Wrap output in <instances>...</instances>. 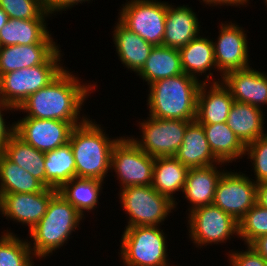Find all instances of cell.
Masks as SVG:
<instances>
[{
  "mask_svg": "<svg viewBox=\"0 0 267 266\" xmlns=\"http://www.w3.org/2000/svg\"><path fill=\"white\" fill-rule=\"evenodd\" d=\"M72 73L64 69L47 86L28 96L16 111L27 113L25 117L84 122L88 117L81 118L82 105L97 84H84Z\"/></svg>",
  "mask_w": 267,
  "mask_h": 266,
  "instance_id": "cell-1",
  "label": "cell"
},
{
  "mask_svg": "<svg viewBox=\"0 0 267 266\" xmlns=\"http://www.w3.org/2000/svg\"><path fill=\"white\" fill-rule=\"evenodd\" d=\"M201 80L185 73L150 84L147 107L151 117L195 121Z\"/></svg>",
  "mask_w": 267,
  "mask_h": 266,
  "instance_id": "cell-2",
  "label": "cell"
},
{
  "mask_svg": "<svg viewBox=\"0 0 267 266\" xmlns=\"http://www.w3.org/2000/svg\"><path fill=\"white\" fill-rule=\"evenodd\" d=\"M87 118L73 128L69 143L71 145L76 177L94 178L104 181L110 171L113 146L121 138L111 139L101 124Z\"/></svg>",
  "mask_w": 267,
  "mask_h": 266,
  "instance_id": "cell-3",
  "label": "cell"
},
{
  "mask_svg": "<svg viewBox=\"0 0 267 266\" xmlns=\"http://www.w3.org/2000/svg\"><path fill=\"white\" fill-rule=\"evenodd\" d=\"M82 218L76 208L57 192L50 199L46 213L29 232L33 244L28 242L35 258L45 259L63 244H67Z\"/></svg>",
  "mask_w": 267,
  "mask_h": 266,
  "instance_id": "cell-4",
  "label": "cell"
},
{
  "mask_svg": "<svg viewBox=\"0 0 267 266\" xmlns=\"http://www.w3.org/2000/svg\"><path fill=\"white\" fill-rule=\"evenodd\" d=\"M58 49L44 64L14 70L0 76V99L16 109L23 101L52 82L64 69Z\"/></svg>",
  "mask_w": 267,
  "mask_h": 266,
  "instance_id": "cell-5",
  "label": "cell"
},
{
  "mask_svg": "<svg viewBox=\"0 0 267 266\" xmlns=\"http://www.w3.org/2000/svg\"><path fill=\"white\" fill-rule=\"evenodd\" d=\"M124 229L119 255L125 266H170L166 234L160 226Z\"/></svg>",
  "mask_w": 267,
  "mask_h": 266,
  "instance_id": "cell-6",
  "label": "cell"
},
{
  "mask_svg": "<svg viewBox=\"0 0 267 266\" xmlns=\"http://www.w3.org/2000/svg\"><path fill=\"white\" fill-rule=\"evenodd\" d=\"M118 196L123 210L128 214L125 228L133 226H160L168 218L176 203L159 194L151 185L129 186L120 189Z\"/></svg>",
  "mask_w": 267,
  "mask_h": 266,
  "instance_id": "cell-7",
  "label": "cell"
},
{
  "mask_svg": "<svg viewBox=\"0 0 267 266\" xmlns=\"http://www.w3.org/2000/svg\"><path fill=\"white\" fill-rule=\"evenodd\" d=\"M188 213L189 238L196 247L226 243L234 234L238 237V221L214 204L196 208Z\"/></svg>",
  "mask_w": 267,
  "mask_h": 266,
  "instance_id": "cell-8",
  "label": "cell"
},
{
  "mask_svg": "<svg viewBox=\"0 0 267 266\" xmlns=\"http://www.w3.org/2000/svg\"><path fill=\"white\" fill-rule=\"evenodd\" d=\"M154 162L155 157L149 156L128 136H121L113 146L110 169L116 173L120 189L148 186L152 184Z\"/></svg>",
  "mask_w": 267,
  "mask_h": 266,
  "instance_id": "cell-9",
  "label": "cell"
},
{
  "mask_svg": "<svg viewBox=\"0 0 267 266\" xmlns=\"http://www.w3.org/2000/svg\"><path fill=\"white\" fill-rule=\"evenodd\" d=\"M118 20L142 39L162 45L165 33L167 2L158 0H130L122 4Z\"/></svg>",
  "mask_w": 267,
  "mask_h": 266,
  "instance_id": "cell-10",
  "label": "cell"
},
{
  "mask_svg": "<svg viewBox=\"0 0 267 266\" xmlns=\"http://www.w3.org/2000/svg\"><path fill=\"white\" fill-rule=\"evenodd\" d=\"M192 121L180 119H159L147 117L139 123L141 139L129 137L138 147L149 156L174 157L179 146L183 143L184 133Z\"/></svg>",
  "mask_w": 267,
  "mask_h": 266,
  "instance_id": "cell-11",
  "label": "cell"
},
{
  "mask_svg": "<svg viewBox=\"0 0 267 266\" xmlns=\"http://www.w3.org/2000/svg\"><path fill=\"white\" fill-rule=\"evenodd\" d=\"M257 201V184L242 172L226 170L218 181L213 204L238 222Z\"/></svg>",
  "mask_w": 267,
  "mask_h": 266,
  "instance_id": "cell-12",
  "label": "cell"
},
{
  "mask_svg": "<svg viewBox=\"0 0 267 266\" xmlns=\"http://www.w3.org/2000/svg\"><path fill=\"white\" fill-rule=\"evenodd\" d=\"M14 123L18 137L46 153L68 143L73 128L83 122L24 117Z\"/></svg>",
  "mask_w": 267,
  "mask_h": 266,
  "instance_id": "cell-13",
  "label": "cell"
},
{
  "mask_svg": "<svg viewBox=\"0 0 267 266\" xmlns=\"http://www.w3.org/2000/svg\"><path fill=\"white\" fill-rule=\"evenodd\" d=\"M245 32L243 27L231 21L221 22L219 36L215 42L212 40L216 71H220L221 74L220 81L226 73L250 66L248 39Z\"/></svg>",
  "mask_w": 267,
  "mask_h": 266,
  "instance_id": "cell-14",
  "label": "cell"
},
{
  "mask_svg": "<svg viewBox=\"0 0 267 266\" xmlns=\"http://www.w3.org/2000/svg\"><path fill=\"white\" fill-rule=\"evenodd\" d=\"M58 192L53 188H44L36 193H11L0 197V213L6 219L22 223L31 229L46 213L50 199Z\"/></svg>",
  "mask_w": 267,
  "mask_h": 266,
  "instance_id": "cell-15",
  "label": "cell"
},
{
  "mask_svg": "<svg viewBox=\"0 0 267 266\" xmlns=\"http://www.w3.org/2000/svg\"><path fill=\"white\" fill-rule=\"evenodd\" d=\"M222 82L235 101L260 109L267 105V74L249 66L226 73Z\"/></svg>",
  "mask_w": 267,
  "mask_h": 266,
  "instance_id": "cell-16",
  "label": "cell"
},
{
  "mask_svg": "<svg viewBox=\"0 0 267 266\" xmlns=\"http://www.w3.org/2000/svg\"><path fill=\"white\" fill-rule=\"evenodd\" d=\"M213 79L209 83L212 84L211 86H208V83H202L198 92L196 121L201 125L227 122L234 103L229 89L223 82L220 79Z\"/></svg>",
  "mask_w": 267,
  "mask_h": 266,
  "instance_id": "cell-17",
  "label": "cell"
},
{
  "mask_svg": "<svg viewBox=\"0 0 267 266\" xmlns=\"http://www.w3.org/2000/svg\"><path fill=\"white\" fill-rule=\"evenodd\" d=\"M198 15L188 6L167 3L163 46L180 49L200 34Z\"/></svg>",
  "mask_w": 267,
  "mask_h": 266,
  "instance_id": "cell-18",
  "label": "cell"
},
{
  "mask_svg": "<svg viewBox=\"0 0 267 266\" xmlns=\"http://www.w3.org/2000/svg\"><path fill=\"white\" fill-rule=\"evenodd\" d=\"M174 157L184 166L189 168L206 167L222 164L213 154L203 126L196 120L192 121L186 128L183 143L179 146Z\"/></svg>",
  "mask_w": 267,
  "mask_h": 266,
  "instance_id": "cell-19",
  "label": "cell"
},
{
  "mask_svg": "<svg viewBox=\"0 0 267 266\" xmlns=\"http://www.w3.org/2000/svg\"><path fill=\"white\" fill-rule=\"evenodd\" d=\"M216 165L190 168L184 185L183 194L192 205L188 211L213 204L215 191L222 174L226 170H218Z\"/></svg>",
  "mask_w": 267,
  "mask_h": 266,
  "instance_id": "cell-20",
  "label": "cell"
},
{
  "mask_svg": "<svg viewBox=\"0 0 267 266\" xmlns=\"http://www.w3.org/2000/svg\"><path fill=\"white\" fill-rule=\"evenodd\" d=\"M58 49L57 44L0 47V76L14 70L44 64Z\"/></svg>",
  "mask_w": 267,
  "mask_h": 266,
  "instance_id": "cell-21",
  "label": "cell"
},
{
  "mask_svg": "<svg viewBox=\"0 0 267 266\" xmlns=\"http://www.w3.org/2000/svg\"><path fill=\"white\" fill-rule=\"evenodd\" d=\"M46 19H8L0 30V46L56 44L49 33Z\"/></svg>",
  "mask_w": 267,
  "mask_h": 266,
  "instance_id": "cell-22",
  "label": "cell"
},
{
  "mask_svg": "<svg viewBox=\"0 0 267 266\" xmlns=\"http://www.w3.org/2000/svg\"><path fill=\"white\" fill-rule=\"evenodd\" d=\"M113 42L118 59L129 70L138 73L145 64L154 45L125 27L119 20L114 26Z\"/></svg>",
  "mask_w": 267,
  "mask_h": 266,
  "instance_id": "cell-23",
  "label": "cell"
},
{
  "mask_svg": "<svg viewBox=\"0 0 267 266\" xmlns=\"http://www.w3.org/2000/svg\"><path fill=\"white\" fill-rule=\"evenodd\" d=\"M178 50L183 72L197 80L200 79L198 76L205 73L204 77L206 78L202 83H208L210 78L213 77L212 68L214 67V71L217 69L212 39L199 35ZM208 70L209 74H206Z\"/></svg>",
  "mask_w": 267,
  "mask_h": 266,
  "instance_id": "cell-24",
  "label": "cell"
},
{
  "mask_svg": "<svg viewBox=\"0 0 267 266\" xmlns=\"http://www.w3.org/2000/svg\"><path fill=\"white\" fill-rule=\"evenodd\" d=\"M264 116L263 109L234 100L226 123L246 146L267 134L264 133Z\"/></svg>",
  "mask_w": 267,
  "mask_h": 266,
  "instance_id": "cell-25",
  "label": "cell"
},
{
  "mask_svg": "<svg viewBox=\"0 0 267 266\" xmlns=\"http://www.w3.org/2000/svg\"><path fill=\"white\" fill-rule=\"evenodd\" d=\"M189 169L175 157L155 158L151 186L178 205L174 194L183 192Z\"/></svg>",
  "mask_w": 267,
  "mask_h": 266,
  "instance_id": "cell-26",
  "label": "cell"
},
{
  "mask_svg": "<svg viewBox=\"0 0 267 266\" xmlns=\"http://www.w3.org/2000/svg\"><path fill=\"white\" fill-rule=\"evenodd\" d=\"M182 73L184 72L181 66L179 50L156 45L137 75L150 85L157 80L178 76Z\"/></svg>",
  "mask_w": 267,
  "mask_h": 266,
  "instance_id": "cell-27",
  "label": "cell"
},
{
  "mask_svg": "<svg viewBox=\"0 0 267 266\" xmlns=\"http://www.w3.org/2000/svg\"><path fill=\"white\" fill-rule=\"evenodd\" d=\"M202 126L213 154L221 163L228 165L238 158L247 156L245 155L246 146L228 127L226 122Z\"/></svg>",
  "mask_w": 267,
  "mask_h": 266,
  "instance_id": "cell-28",
  "label": "cell"
},
{
  "mask_svg": "<svg viewBox=\"0 0 267 266\" xmlns=\"http://www.w3.org/2000/svg\"><path fill=\"white\" fill-rule=\"evenodd\" d=\"M76 177V165L70 143L45 153V187L59 190Z\"/></svg>",
  "mask_w": 267,
  "mask_h": 266,
  "instance_id": "cell-29",
  "label": "cell"
},
{
  "mask_svg": "<svg viewBox=\"0 0 267 266\" xmlns=\"http://www.w3.org/2000/svg\"><path fill=\"white\" fill-rule=\"evenodd\" d=\"M103 181L94 178L75 177L65 183L58 193L84 217V212L97 208Z\"/></svg>",
  "mask_w": 267,
  "mask_h": 266,
  "instance_id": "cell-30",
  "label": "cell"
},
{
  "mask_svg": "<svg viewBox=\"0 0 267 266\" xmlns=\"http://www.w3.org/2000/svg\"><path fill=\"white\" fill-rule=\"evenodd\" d=\"M44 188L39 180L0 153V197L11 193H36Z\"/></svg>",
  "mask_w": 267,
  "mask_h": 266,
  "instance_id": "cell-31",
  "label": "cell"
},
{
  "mask_svg": "<svg viewBox=\"0 0 267 266\" xmlns=\"http://www.w3.org/2000/svg\"><path fill=\"white\" fill-rule=\"evenodd\" d=\"M12 162L26 170L45 186V153L14 134L3 152Z\"/></svg>",
  "mask_w": 267,
  "mask_h": 266,
  "instance_id": "cell-32",
  "label": "cell"
},
{
  "mask_svg": "<svg viewBox=\"0 0 267 266\" xmlns=\"http://www.w3.org/2000/svg\"><path fill=\"white\" fill-rule=\"evenodd\" d=\"M33 252L28 240L17 237L11 231L0 237V266H34Z\"/></svg>",
  "mask_w": 267,
  "mask_h": 266,
  "instance_id": "cell-33",
  "label": "cell"
},
{
  "mask_svg": "<svg viewBox=\"0 0 267 266\" xmlns=\"http://www.w3.org/2000/svg\"><path fill=\"white\" fill-rule=\"evenodd\" d=\"M238 238L250 245L258 237L267 234V209L255 204L239 220Z\"/></svg>",
  "mask_w": 267,
  "mask_h": 266,
  "instance_id": "cell-34",
  "label": "cell"
},
{
  "mask_svg": "<svg viewBox=\"0 0 267 266\" xmlns=\"http://www.w3.org/2000/svg\"><path fill=\"white\" fill-rule=\"evenodd\" d=\"M0 8L9 19H47L51 17L42 0H0Z\"/></svg>",
  "mask_w": 267,
  "mask_h": 266,
  "instance_id": "cell-35",
  "label": "cell"
},
{
  "mask_svg": "<svg viewBox=\"0 0 267 266\" xmlns=\"http://www.w3.org/2000/svg\"><path fill=\"white\" fill-rule=\"evenodd\" d=\"M246 154L253 165L256 184L267 181V134L246 145Z\"/></svg>",
  "mask_w": 267,
  "mask_h": 266,
  "instance_id": "cell-36",
  "label": "cell"
},
{
  "mask_svg": "<svg viewBox=\"0 0 267 266\" xmlns=\"http://www.w3.org/2000/svg\"><path fill=\"white\" fill-rule=\"evenodd\" d=\"M246 246V251H229L230 266H267V262L250 245Z\"/></svg>",
  "mask_w": 267,
  "mask_h": 266,
  "instance_id": "cell-37",
  "label": "cell"
},
{
  "mask_svg": "<svg viewBox=\"0 0 267 266\" xmlns=\"http://www.w3.org/2000/svg\"><path fill=\"white\" fill-rule=\"evenodd\" d=\"M14 109L16 110L15 107L0 99V153L4 152L5 146L10 141V138L15 134V123L11 124V126L10 123L6 125L7 123L5 120L7 119H4L3 116L5 114L3 112H6L7 110L13 111Z\"/></svg>",
  "mask_w": 267,
  "mask_h": 266,
  "instance_id": "cell-38",
  "label": "cell"
},
{
  "mask_svg": "<svg viewBox=\"0 0 267 266\" xmlns=\"http://www.w3.org/2000/svg\"><path fill=\"white\" fill-rule=\"evenodd\" d=\"M88 1L91 2V0H46L45 8L51 15H56L55 12L58 14L60 11H66V9L73 8L79 3H88Z\"/></svg>",
  "mask_w": 267,
  "mask_h": 266,
  "instance_id": "cell-39",
  "label": "cell"
},
{
  "mask_svg": "<svg viewBox=\"0 0 267 266\" xmlns=\"http://www.w3.org/2000/svg\"><path fill=\"white\" fill-rule=\"evenodd\" d=\"M250 246L267 262V234L258 237Z\"/></svg>",
  "mask_w": 267,
  "mask_h": 266,
  "instance_id": "cell-40",
  "label": "cell"
},
{
  "mask_svg": "<svg viewBox=\"0 0 267 266\" xmlns=\"http://www.w3.org/2000/svg\"><path fill=\"white\" fill-rule=\"evenodd\" d=\"M203 3H205L206 5L208 4V6H217V5H220V6H243V5H246L248 4L249 0H202Z\"/></svg>",
  "mask_w": 267,
  "mask_h": 266,
  "instance_id": "cell-41",
  "label": "cell"
},
{
  "mask_svg": "<svg viewBox=\"0 0 267 266\" xmlns=\"http://www.w3.org/2000/svg\"><path fill=\"white\" fill-rule=\"evenodd\" d=\"M257 204L267 209V181L257 183Z\"/></svg>",
  "mask_w": 267,
  "mask_h": 266,
  "instance_id": "cell-42",
  "label": "cell"
},
{
  "mask_svg": "<svg viewBox=\"0 0 267 266\" xmlns=\"http://www.w3.org/2000/svg\"><path fill=\"white\" fill-rule=\"evenodd\" d=\"M8 15L0 8V30L5 26L8 22Z\"/></svg>",
  "mask_w": 267,
  "mask_h": 266,
  "instance_id": "cell-43",
  "label": "cell"
}]
</instances>
